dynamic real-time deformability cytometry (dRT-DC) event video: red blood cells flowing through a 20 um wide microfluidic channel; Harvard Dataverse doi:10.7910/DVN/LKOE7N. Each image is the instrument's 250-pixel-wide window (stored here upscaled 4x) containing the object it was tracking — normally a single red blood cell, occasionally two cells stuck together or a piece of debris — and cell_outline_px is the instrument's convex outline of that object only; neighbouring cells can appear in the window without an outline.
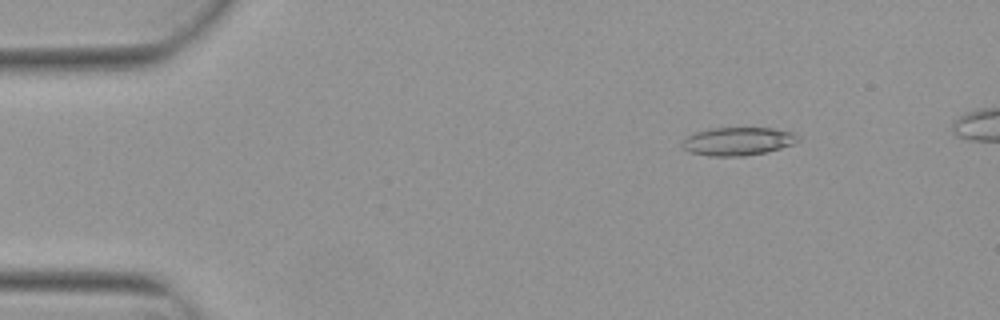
{"species": "Egyptian fruit bat (a non-hibernating species)", "species_latin": "Rousettus aegyptiacus", "temperature_condition": "warm", "stored_images_in_passage": 2, "camera_frame_rate_fps": 3000, "um_per_image_px": 0.085, "animal": {"sex": "female"}, "frame": {"image": 1, "passage_image": 2, "time_ms": 0.333, "image_size_px": [1000, 320], "cell_outline_px": [[800, 140], [792, 144], [780, 148], [764, 152], [744, 156], [708, 156], [688, 152], [680, 144], [684, 136], [708, 128], [772, 128], [792, 132], [800, 136]], "centroid_in_image_um": [62.66, 12.0], "position_along_channel_um": 22.3, "area_um2": 19.19}}